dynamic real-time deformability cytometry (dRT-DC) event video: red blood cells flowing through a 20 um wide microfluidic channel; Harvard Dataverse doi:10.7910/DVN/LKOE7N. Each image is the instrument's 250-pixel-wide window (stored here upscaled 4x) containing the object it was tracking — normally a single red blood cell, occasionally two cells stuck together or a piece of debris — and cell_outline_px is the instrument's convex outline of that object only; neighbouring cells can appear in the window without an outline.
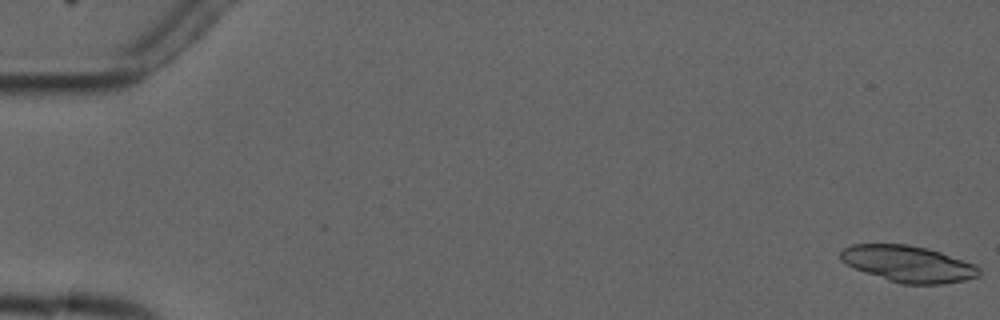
{"species": "common noctule bat (a hibernating species)", "species_latin": "Nyctalus noctula", "temperature_condition": "cold", "stored_images_in_passage": 10, "segment_of_instrument_passage": [1, 2], "camera_frame_rate_fps": 3000, "um_per_image_px": 0.085, "animal": {"sex": "male", "forearm_length_mm": 52.5}, "frame": {"image": 1, "passage_image": 1, "time_ms": 0.0, "image_size_px": [1000, 320], "cell_outline_px": [[980, 272], [976, 276], [964, 280], [944, 284], [900, 284], [888, 280], [856, 268], [840, 260], [840, 252], [844, 248], [852, 244], [908, 244], [940, 252], [976, 264], [980, 268]], "centroid_in_image_um": [77.21, 22.42], "position_along_channel_um": 7.8, "area_um2": 29.07}}